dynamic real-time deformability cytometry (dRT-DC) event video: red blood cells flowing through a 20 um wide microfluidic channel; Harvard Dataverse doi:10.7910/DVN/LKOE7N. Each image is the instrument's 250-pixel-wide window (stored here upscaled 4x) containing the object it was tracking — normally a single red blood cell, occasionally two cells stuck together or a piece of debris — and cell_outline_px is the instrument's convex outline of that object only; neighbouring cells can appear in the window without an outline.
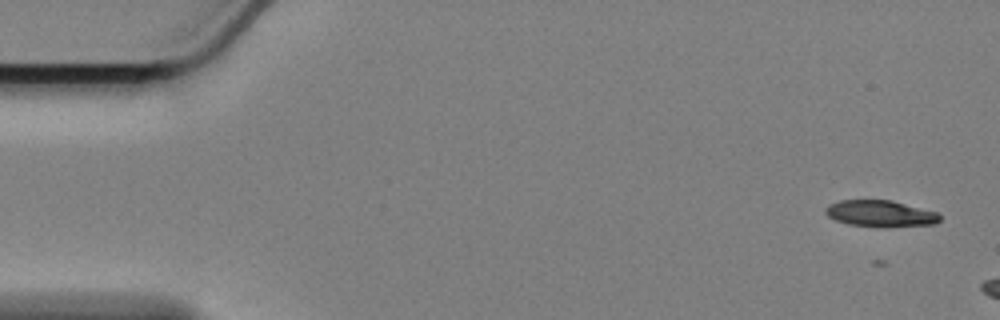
{"species": "Egyptian fruit bat (a non-hibernating species)", "species_latin": "Rousettus aegyptiacus", "temperature_condition": "cold", "stored_images_in_passage": 12, "camera_frame_rate_fps": 3000, "um_per_image_px": 0.085, "animal": {"sex": "female"}, "frame": {"image": 1, "passage_image": 2, "time_ms": 0.333, "image_size_px": [1000, 320], "cell_outline_px": [[940, 220], [936, 224], [884, 228], [848, 224], [836, 220], [828, 216], [824, 212], [832, 204], [840, 200], [892, 200], [936, 212], [940, 216]], "centroid_in_image_um": [74.87, 18.17], "position_along_channel_um": 10.1, "area_um2": 17.63}}